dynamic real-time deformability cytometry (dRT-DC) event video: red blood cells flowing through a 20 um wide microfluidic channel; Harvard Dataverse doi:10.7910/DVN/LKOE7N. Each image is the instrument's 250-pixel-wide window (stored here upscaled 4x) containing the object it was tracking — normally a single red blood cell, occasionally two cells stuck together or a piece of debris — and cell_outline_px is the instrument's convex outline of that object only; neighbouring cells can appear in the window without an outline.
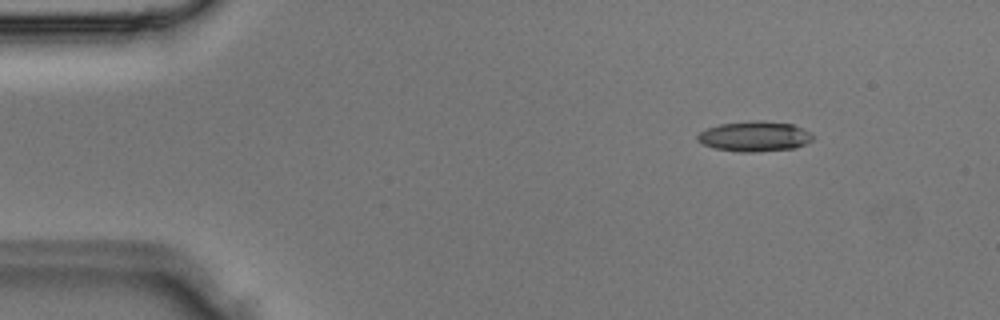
{"species": "Egyptian fruit bat (a non-hibernating species)", "species_latin": "Rousettus aegyptiacus", "temperature_condition": "room temperature", "stored_images_in_passage": 3, "camera_frame_rate_fps": 3000, "um_per_image_px": 0.085, "animal": {"sex": "male"}, "frame": {"image": 1, "passage_image": 2, "time_ms": 0.333, "image_size_px": [1000, 320], "cell_outline_px": [[812, 140], [796, 148], [756, 152], [736, 152], [712, 148], [696, 140], [696, 136], [700, 132], [708, 128], [720, 124], [752, 120], [764, 120], [792, 124], [808, 132], [812, 136]], "centroid_in_image_um": [64.09, 11.6], "position_along_channel_um": 20.9, "area_um2": 20.35}}